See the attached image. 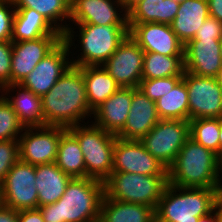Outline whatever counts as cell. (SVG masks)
<instances>
[{
    "label": "cell",
    "mask_w": 222,
    "mask_h": 222,
    "mask_svg": "<svg viewBox=\"0 0 222 222\" xmlns=\"http://www.w3.org/2000/svg\"><path fill=\"white\" fill-rule=\"evenodd\" d=\"M41 98L44 125L68 129L92 118L83 67L71 66Z\"/></svg>",
    "instance_id": "cell-1"
},
{
    "label": "cell",
    "mask_w": 222,
    "mask_h": 222,
    "mask_svg": "<svg viewBox=\"0 0 222 222\" xmlns=\"http://www.w3.org/2000/svg\"><path fill=\"white\" fill-rule=\"evenodd\" d=\"M104 182L72 178L61 198L38 207L45 222H98Z\"/></svg>",
    "instance_id": "cell-2"
},
{
    "label": "cell",
    "mask_w": 222,
    "mask_h": 222,
    "mask_svg": "<svg viewBox=\"0 0 222 222\" xmlns=\"http://www.w3.org/2000/svg\"><path fill=\"white\" fill-rule=\"evenodd\" d=\"M167 170L168 183L178 187L218 189L222 184V159L192 138Z\"/></svg>",
    "instance_id": "cell-3"
},
{
    "label": "cell",
    "mask_w": 222,
    "mask_h": 222,
    "mask_svg": "<svg viewBox=\"0 0 222 222\" xmlns=\"http://www.w3.org/2000/svg\"><path fill=\"white\" fill-rule=\"evenodd\" d=\"M73 25L76 28L72 27ZM73 25L68 26L67 31L63 34V40L68 44L70 50L72 48L76 50V46H78L77 52L81 51L78 56L71 55L72 66L76 67L102 65L129 35L128 25L103 26L87 23ZM77 27L79 31L76 34L74 30ZM75 41H79L80 47L78 43L75 45Z\"/></svg>",
    "instance_id": "cell-4"
},
{
    "label": "cell",
    "mask_w": 222,
    "mask_h": 222,
    "mask_svg": "<svg viewBox=\"0 0 222 222\" xmlns=\"http://www.w3.org/2000/svg\"><path fill=\"white\" fill-rule=\"evenodd\" d=\"M217 190L168 183L155 209V222H197L214 210Z\"/></svg>",
    "instance_id": "cell-5"
},
{
    "label": "cell",
    "mask_w": 222,
    "mask_h": 222,
    "mask_svg": "<svg viewBox=\"0 0 222 222\" xmlns=\"http://www.w3.org/2000/svg\"><path fill=\"white\" fill-rule=\"evenodd\" d=\"M89 121L68 130L80 144L84 156L85 177L104 182L112 173L113 148L117 137Z\"/></svg>",
    "instance_id": "cell-6"
},
{
    "label": "cell",
    "mask_w": 222,
    "mask_h": 222,
    "mask_svg": "<svg viewBox=\"0 0 222 222\" xmlns=\"http://www.w3.org/2000/svg\"><path fill=\"white\" fill-rule=\"evenodd\" d=\"M167 184L168 176L112 172L104 181V196L155 210Z\"/></svg>",
    "instance_id": "cell-7"
},
{
    "label": "cell",
    "mask_w": 222,
    "mask_h": 222,
    "mask_svg": "<svg viewBox=\"0 0 222 222\" xmlns=\"http://www.w3.org/2000/svg\"><path fill=\"white\" fill-rule=\"evenodd\" d=\"M190 138V123L179 119H160L139 141L167 169Z\"/></svg>",
    "instance_id": "cell-8"
},
{
    "label": "cell",
    "mask_w": 222,
    "mask_h": 222,
    "mask_svg": "<svg viewBox=\"0 0 222 222\" xmlns=\"http://www.w3.org/2000/svg\"><path fill=\"white\" fill-rule=\"evenodd\" d=\"M36 166L18 160L0 183L1 204L15 211L38 208Z\"/></svg>",
    "instance_id": "cell-9"
},
{
    "label": "cell",
    "mask_w": 222,
    "mask_h": 222,
    "mask_svg": "<svg viewBox=\"0 0 222 222\" xmlns=\"http://www.w3.org/2000/svg\"><path fill=\"white\" fill-rule=\"evenodd\" d=\"M66 128L59 126L25 127L19 137V160L31 165L55 162L58 143Z\"/></svg>",
    "instance_id": "cell-10"
},
{
    "label": "cell",
    "mask_w": 222,
    "mask_h": 222,
    "mask_svg": "<svg viewBox=\"0 0 222 222\" xmlns=\"http://www.w3.org/2000/svg\"><path fill=\"white\" fill-rule=\"evenodd\" d=\"M187 86L189 120L198 118H222V88L216 78L183 73Z\"/></svg>",
    "instance_id": "cell-11"
},
{
    "label": "cell",
    "mask_w": 222,
    "mask_h": 222,
    "mask_svg": "<svg viewBox=\"0 0 222 222\" xmlns=\"http://www.w3.org/2000/svg\"><path fill=\"white\" fill-rule=\"evenodd\" d=\"M73 51L62 40L51 52H49L35 68L20 83L22 87L42 97L58 79L72 66L71 57Z\"/></svg>",
    "instance_id": "cell-12"
},
{
    "label": "cell",
    "mask_w": 222,
    "mask_h": 222,
    "mask_svg": "<svg viewBox=\"0 0 222 222\" xmlns=\"http://www.w3.org/2000/svg\"><path fill=\"white\" fill-rule=\"evenodd\" d=\"M144 53L128 35L102 66L120 87L138 88L142 80Z\"/></svg>",
    "instance_id": "cell-13"
},
{
    "label": "cell",
    "mask_w": 222,
    "mask_h": 222,
    "mask_svg": "<svg viewBox=\"0 0 222 222\" xmlns=\"http://www.w3.org/2000/svg\"><path fill=\"white\" fill-rule=\"evenodd\" d=\"M112 172L168 176V170L153 157L139 140L116 138Z\"/></svg>",
    "instance_id": "cell-14"
},
{
    "label": "cell",
    "mask_w": 222,
    "mask_h": 222,
    "mask_svg": "<svg viewBox=\"0 0 222 222\" xmlns=\"http://www.w3.org/2000/svg\"><path fill=\"white\" fill-rule=\"evenodd\" d=\"M129 35L144 50L166 56L184 55V44L169 24L128 23Z\"/></svg>",
    "instance_id": "cell-15"
},
{
    "label": "cell",
    "mask_w": 222,
    "mask_h": 222,
    "mask_svg": "<svg viewBox=\"0 0 222 222\" xmlns=\"http://www.w3.org/2000/svg\"><path fill=\"white\" fill-rule=\"evenodd\" d=\"M128 25L121 0H71L70 23Z\"/></svg>",
    "instance_id": "cell-16"
},
{
    "label": "cell",
    "mask_w": 222,
    "mask_h": 222,
    "mask_svg": "<svg viewBox=\"0 0 222 222\" xmlns=\"http://www.w3.org/2000/svg\"><path fill=\"white\" fill-rule=\"evenodd\" d=\"M62 40L63 36H43L35 40L12 42L11 84H20Z\"/></svg>",
    "instance_id": "cell-17"
},
{
    "label": "cell",
    "mask_w": 222,
    "mask_h": 222,
    "mask_svg": "<svg viewBox=\"0 0 222 222\" xmlns=\"http://www.w3.org/2000/svg\"><path fill=\"white\" fill-rule=\"evenodd\" d=\"M221 39H191L184 45V70L201 77L215 78L222 67Z\"/></svg>",
    "instance_id": "cell-18"
},
{
    "label": "cell",
    "mask_w": 222,
    "mask_h": 222,
    "mask_svg": "<svg viewBox=\"0 0 222 222\" xmlns=\"http://www.w3.org/2000/svg\"><path fill=\"white\" fill-rule=\"evenodd\" d=\"M160 120L155 102L140 89L132 88V102L124 127L116 134L123 140H140Z\"/></svg>",
    "instance_id": "cell-19"
},
{
    "label": "cell",
    "mask_w": 222,
    "mask_h": 222,
    "mask_svg": "<svg viewBox=\"0 0 222 222\" xmlns=\"http://www.w3.org/2000/svg\"><path fill=\"white\" fill-rule=\"evenodd\" d=\"M132 102V88L120 87L112 96L98 106L91 122L105 131L117 134L125 125Z\"/></svg>",
    "instance_id": "cell-20"
},
{
    "label": "cell",
    "mask_w": 222,
    "mask_h": 222,
    "mask_svg": "<svg viewBox=\"0 0 222 222\" xmlns=\"http://www.w3.org/2000/svg\"><path fill=\"white\" fill-rule=\"evenodd\" d=\"M11 92L15 93V95L11 94ZM0 93L11 104L24 127L44 126L42 98L40 96L35 95L20 84L7 85Z\"/></svg>",
    "instance_id": "cell-21"
},
{
    "label": "cell",
    "mask_w": 222,
    "mask_h": 222,
    "mask_svg": "<svg viewBox=\"0 0 222 222\" xmlns=\"http://www.w3.org/2000/svg\"><path fill=\"white\" fill-rule=\"evenodd\" d=\"M209 16L207 0H185L179 4L177 15L170 26L185 45L195 37L198 29Z\"/></svg>",
    "instance_id": "cell-22"
},
{
    "label": "cell",
    "mask_w": 222,
    "mask_h": 222,
    "mask_svg": "<svg viewBox=\"0 0 222 222\" xmlns=\"http://www.w3.org/2000/svg\"><path fill=\"white\" fill-rule=\"evenodd\" d=\"M71 179L72 177L65 174L55 162L36 165L38 207L57 202Z\"/></svg>",
    "instance_id": "cell-23"
},
{
    "label": "cell",
    "mask_w": 222,
    "mask_h": 222,
    "mask_svg": "<svg viewBox=\"0 0 222 222\" xmlns=\"http://www.w3.org/2000/svg\"><path fill=\"white\" fill-rule=\"evenodd\" d=\"M43 36H63L47 19L31 8H15L11 41L35 40Z\"/></svg>",
    "instance_id": "cell-24"
},
{
    "label": "cell",
    "mask_w": 222,
    "mask_h": 222,
    "mask_svg": "<svg viewBox=\"0 0 222 222\" xmlns=\"http://www.w3.org/2000/svg\"><path fill=\"white\" fill-rule=\"evenodd\" d=\"M98 222H155V210L147 205L103 196Z\"/></svg>",
    "instance_id": "cell-25"
},
{
    "label": "cell",
    "mask_w": 222,
    "mask_h": 222,
    "mask_svg": "<svg viewBox=\"0 0 222 222\" xmlns=\"http://www.w3.org/2000/svg\"><path fill=\"white\" fill-rule=\"evenodd\" d=\"M83 78L87 100L92 112L120 88L102 65L84 66Z\"/></svg>",
    "instance_id": "cell-26"
},
{
    "label": "cell",
    "mask_w": 222,
    "mask_h": 222,
    "mask_svg": "<svg viewBox=\"0 0 222 222\" xmlns=\"http://www.w3.org/2000/svg\"><path fill=\"white\" fill-rule=\"evenodd\" d=\"M179 3L172 0H141L128 12V23L157 22L171 24Z\"/></svg>",
    "instance_id": "cell-27"
},
{
    "label": "cell",
    "mask_w": 222,
    "mask_h": 222,
    "mask_svg": "<svg viewBox=\"0 0 222 222\" xmlns=\"http://www.w3.org/2000/svg\"><path fill=\"white\" fill-rule=\"evenodd\" d=\"M14 8H31L43 15L62 35L67 31L71 16V0H12Z\"/></svg>",
    "instance_id": "cell-28"
},
{
    "label": "cell",
    "mask_w": 222,
    "mask_h": 222,
    "mask_svg": "<svg viewBox=\"0 0 222 222\" xmlns=\"http://www.w3.org/2000/svg\"><path fill=\"white\" fill-rule=\"evenodd\" d=\"M55 164L72 178L85 177L84 156L80 144L68 129L61 134Z\"/></svg>",
    "instance_id": "cell-29"
},
{
    "label": "cell",
    "mask_w": 222,
    "mask_h": 222,
    "mask_svg": "<svg viewBox=\"0 0 222 222\" xmlns=\"http://www.w3.org/2000/svg\"><path fill=\"white\" fill-rule=\"evenodd\" d=\"M184 55L166 56L155 52H145L142 79H156L183 76Z\"/></svg>",
    "instance_id": "cell-30"
},
{
    "label": "cell",
    "mask_w": 222,
    "mask_h": 222,
    "mask_svg": "<svg viewBox=\"0 0 222 222\" xmlns=\"http://www.w3.org/2000/svg\"><path fill=\"white\" fill-rule=\"evenodd\" d=\"M160 119H179L189 121L187 86L182 78L171 91L155 102Z\"/></svg>",
    "instance_id": "cell-31"
},
{
    "label": "cell",
    "mask_w": 222,
    "mask_h": 222,
    "mask_svg": "<svg viewBox=\"0 0 222 222\" xmlns=\"http://www.w3.org/2000/svg\"><path fill=\"white\" fill-rule=\"evenodd\" d=\"M190 138L219 156L220 118L189 120Z\"/></svg>",
    "instance_id": "cell-32"
},
{
    "label": "cell",
    "mask_w": 222,
    "mask_h": 222,
    "mask_svg": "<svg viewBox=\"0 0 222 222\" xmlns=\"http://www.w3.org/2000/svg\"><path fill=\"white\" fill-rule=\"evenodd\" d=\"M24 128L11 104L0 93V141L19 139Z\"/></svg>",
    "instance_id": "cell-33"
},
{
    "label": "cell",
    "mask_w": 222,
    "mask_h": 222,
    "mask_svg": "<svg viewBox=\"0 0 222 222\" xmlns=\"http://www.w3.org/2000/svg\"><path fill=\"white\" fill-rule=\"evenodd\" d=\"M183 76H172L156 79H142L140 89L149 99L156 102L160 97L171 91Z\"/></svg>",
    "instance_id": "cell-34"
},
{
    "label": "cell",
    "mask_w": 222,
    "mask_h": 222,
    "mask_svg": "<svg viewBox=\"0 0 222 222\" xmlns=\"http://www.w3.org/2000/svg\"><path fill=\"white\" fill-rule=\"evenodd\" d=\"M19 160V140L0 141V183Z\"/></svg>",
    "instance_id": "cell-35"
},
{
    "label": "cell",
    "mask_w": 222,
    "mask_h": 222,
    "mask_svg": "<svg viewBox=\"0 0 222 222\" xmlns=\"http://www.w3.org/2000/svg\"><path fill=\"white\" fill-rule=\"evenodd\" d=\"M15 8L12 0H0V41H11Z\"/></svg>",
    "instance_id": "cell-36"
},
{
    "label": "cell",
    "mask_w": 222,
    "mask_h": 222,
    "mask_svg": "<svg viewBox=\"0 0 222 222\" xmlns=\"http://www.w3.org/2000/svg\"><path fill=\"white\" fill-rule=\"evenodd\" d=\"M12 41H0V91L11 84Z\"/></svg>",
    "instance_id": "cell-37"
},
{
    "label": "cell",
    "mask_w": 222,
    "mask_h": 222,
    "mask_svg": "<svg viewBox=\"0 0 222 222\" xmlns=\"http://www.w3.org/2000/svg\"><path fill=\"white\" fill-rule=\"evenodd\" d=\"M222 23L217 19L209 16L198 29L193 39H221Z\"/></svg>",
    "instance_id": "cell-38"
},
{
    "label": "cell",
    "mask_w": 222,
    "mask_h": 222,
    "mask_svg": "<svg viewBox=\"0 0 222 222\" xmlns=\"http://www.w3.org/2000/svg\"><path fill=\"white\" fill-rule=\"evenodd\" d=\"M18 221L19 222H45L38 208L18 211Z\"/></svg>",
    "instance_id": "cell-39"
},
{
    "label": "cell",
    "mask_w": 222,
    "mask_h": 222,
    "mask_svg": "<svg viewBox=\"0 0 222 222\" xmlns=\"http://www.w3.org/2000/svg\"><path fill=\"white\" fill-rule=\"evenodd\" d=\"M0 222H19L18 211L0 203Z\"/></svg>",
    "instance_id": "cell-40"
},
{
    "label": "cell",
    "mask_w": 222,
    "mask_h": 222,
    "mask_svg": "<svg viewBox=\"0 0 222 222\" xmlns=\"http://www.w3.org/2000/svg\"><path fill=\"white\" fill-rule=\"evenodd\" d=\"M209 15L222 23V0H207Z\"/></svg>",
    "instance_id": "cell-41"
},
{
    "label": "cell",
    "mask_w": 222,
    "mask_h": 222,
    "mask_svg": "<svg viewBox=\"0 0 222 222\" xmlns=\"http://www.w3.org/2000/svg\"><path fill=\"white\" fill-rule=\"evenodd\" d=\"M214 212L217 222H222V187L220 186L216 192L214 199Z\"/></svg>",
    "instance_id": "cell-42"
},
{
    "label": "cell",
    "mask_w": 222,
    "mask_h": 222,
    "mask_svg": "<svg viewBox=\"0 0 222 222\" xmlns=\"http://www.w3.org/2000/svg\"><path fill=\"white\" fill-rule=\"evenodd\" d=\"M197 222H217V217L214 210L205 216L199 217Z\"/></svg>",
    "instance_id": "cell-43"
},
{
    "label": "cell",
    "mask_w": 222,
    "mask_h": 222,
    "mask_svg": "<svg viewBox=\"0 0 222 222\" xmlns=\"http://www.w3.org/2000/svg\"><path fill=\"white\" fill-rule=\"evenodd\" d=\"M141 0H121L124 9L128 13Z\"/></svg>",
    "instance_id": "cell-44"
},
{
    "label": "cell",
    "mask_w": 222,
    "mask_h": 222,
    "mask_svg": "<svg viewBox=\"0 0 222 222\" xmlns=\"http://www.w3.org/2000/svg\"><path fill=\"white\" fill-rule=\"evenodd\" d=\"M219 157L222 159V118H220Z\"/></svg>",
    "instance_id": "cell-45"
},
{
    "label": "cell",
    "mask_w": 222,
    "mask_h": 222,
    "mask_svg": "<svg viewBox=\"0 0 222 222\" xmlns=\"http://www.w3.org/2000/svg\"><path fill=\"white\" fill-rule=\"evenodd\" d=\"M215 78L218 85L222 88V67L218 70V73Z\"/></svg>",
    "instance_id": "cell-46"
},
{
    "label": "cell",
    "mask_w": 222,
    "mask_h": 222,
    "mask_svg": "<svg viewBox=\"0 0 222 222\" xmlns=\"http://www.w3.org/2000/svg\"><path fill=\"white\" fill-rule=\"evenodd\" d=\"M220 56H221V60H222V38L220 40Z\"/></svg>",
    "instance_id": "cell-47"
},
{
    "label": "cell",
    "mask_w": 222,
    "mask_h": 222,
    "mask_svg": "<svg viewBox=\"0 0 222 222\" xmlns=\"http://www.w3.org/2000/svg\"><path fill=\"white\" fill-rule=\"evenodd\" d=\"M172 1H175V2H177V3H179V4H181V3H183L185 0H172Z\"/></svg>",
    "instance_id": "cell-48"
}]
</instances>
